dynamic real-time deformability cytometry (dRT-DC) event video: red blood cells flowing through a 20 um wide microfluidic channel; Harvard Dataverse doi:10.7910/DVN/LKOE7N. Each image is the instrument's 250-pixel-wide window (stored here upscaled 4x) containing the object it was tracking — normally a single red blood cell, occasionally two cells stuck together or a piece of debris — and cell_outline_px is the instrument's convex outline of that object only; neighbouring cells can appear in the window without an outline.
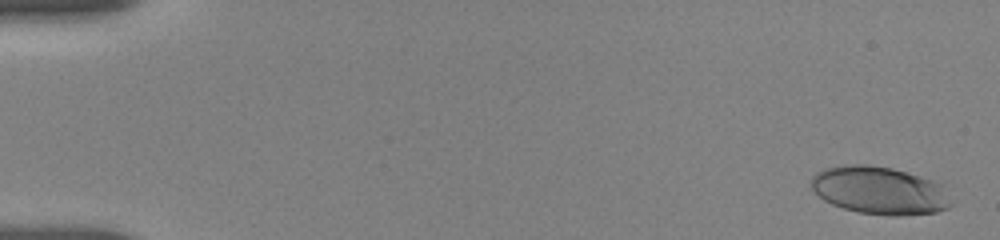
{"species": "human", "species_latin": "Homo sapiens", "temperature_condition": "room temperature", "stored_images_in_passage": 15, "camera_frame_rate_fps": 3000, "um_per_image_px": 0.085, "donor": {"sex": "female"}, "frame": {"image": 1, "passage_image": 1, "time_ms": 0.0, "image_size_px": [1000, 240], "cell_outline_px": [[952, 204], [948, 208], [936, 212], [900, 216], [892, 216], [856, 212], [832, 204], [824, 200], [812, 188], [812, 176], [816, 172], [824, 168], [852, 164], [868, 164], [892, 168], [920, 176], [944, 184]], "centroid_in_image_um": [74.79, 16.19], "position_along_channel_um": 10.2, "area_um2": 39.13}}
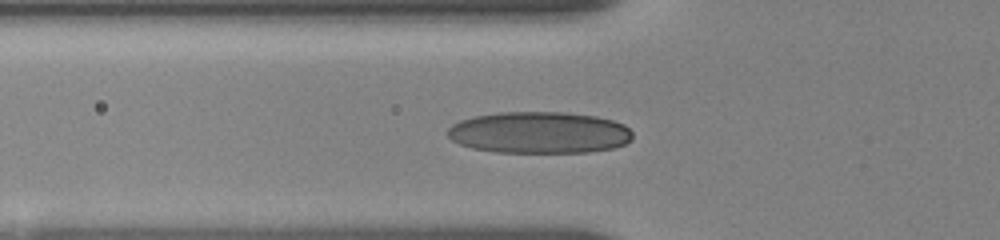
{"frame": {"image": 2, "passage_image": 11, "time_ms": 6.0, "image_size_px": [1000, 240], "cell_outline_px": [[632, 140], [616, 148], [588, 152], [496, 152], [472, 148], [460, 144], [452, 140], [448, 136], [448, 128], [452, 124], [460, 120], [476, 116], [496, 112], [564, 112], [596, 116], [612, 120], [624, 124], [632, 132]], "centroid_in_image_um": [45.85, 11.27], "position_along_channel_um": 79.9, "area_um2": 45.08}}
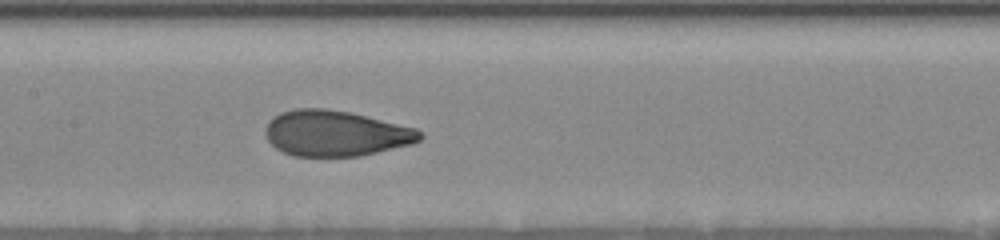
{"frame": {"image": 3, "passage_image": 15, "time_ms": 8.667, "image_size_px": [1000, 240], "cell_outline_px": [[424, 136], [420, 140], [412, 144], [360, 156], [292, 156], [276, 148], [268, 140], [264, 132], [264, 128], [268, 120], [280, 112], [296, 108], [324, 108], [348, 112], [416, 128]], "centroid_in_image_um": [28.49, 11.33], "position_along_channel_um": 178.9, "area_um2": 41.15}}